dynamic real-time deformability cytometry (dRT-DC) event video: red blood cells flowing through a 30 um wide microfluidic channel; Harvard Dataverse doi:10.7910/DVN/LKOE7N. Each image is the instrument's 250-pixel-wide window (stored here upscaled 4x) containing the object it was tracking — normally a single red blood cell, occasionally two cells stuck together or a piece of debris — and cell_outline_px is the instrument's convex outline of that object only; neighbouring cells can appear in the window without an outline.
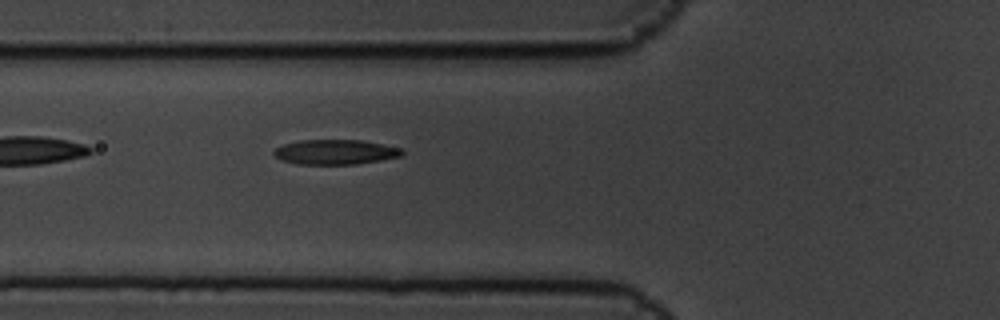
{"species": "common noctule bat (a hibernating species)", "species_latin": "Nyctalus noctula", "temperature_condition": "cold", "stored_images_in_passage": 7, "camera_frame_rate_fps": 3000, "um_per_image_px": 0.085, "animal": {"sex": "male", "body_mass_g": 19.5, "forearm_length_mm": 54.6}, "frame": {"image": 1, "passage_image": 7, "time_ms": 2.0, "image_size_px": [1000, 320], "cell_outline_px": [[404, 152], [400, 156], [380, 160], [356, 164], [296, 164], [280, 160], [272, 152], [276, 148], [284, 144], [300, 140], [360, 140], [404, 148]], "centroid_in_image_um": [28.5, 12.92], "position_along_channel_um": 97.3, "area_um2": 18.55}}